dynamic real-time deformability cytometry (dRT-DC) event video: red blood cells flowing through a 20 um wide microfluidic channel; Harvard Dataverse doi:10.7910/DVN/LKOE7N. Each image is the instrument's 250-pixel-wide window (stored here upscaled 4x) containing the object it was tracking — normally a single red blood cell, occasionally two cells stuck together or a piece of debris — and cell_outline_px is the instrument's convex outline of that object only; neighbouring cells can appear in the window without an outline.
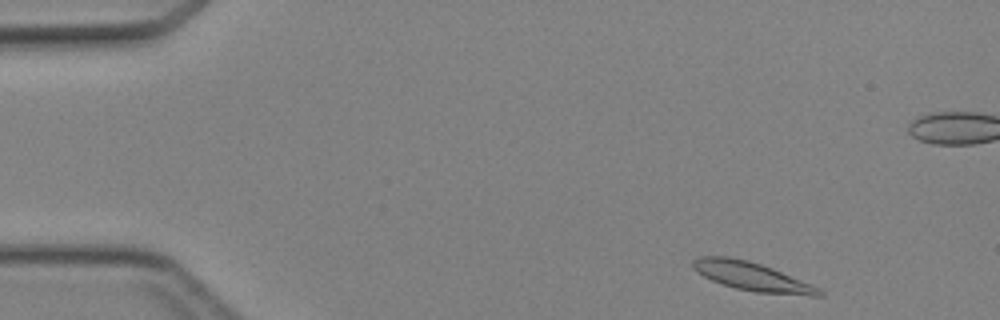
{"species": "Egyptian fruit bat (a non-hibernating species)", "species_latin": "Rousettus aegyptiacus", "temperature_condition": "cold", "stored_images_in_passage": 44, "camera_frame_rate_fps": 3000, "um_per_image_px": 0.085, "animal": {"sex": "female"}, "frame": {"image": 1, "passage_image": 2, "time_ms": 0.333, "image_size_px": [1000, 320], "cell_outline_px": [[824, 296], [808, 296], [756, 292], [736, 288], [712, 280], [696, 272], [692, 268], [692, 260], [700, 256], [728, 256], [748, 260], [772, 268], [812, 284], [820, 288], [824, 292]], "centroid_in_image_um": [63.94, 23.5], "position_along_channel_um": 21.1, "area_um2": 21.1}}
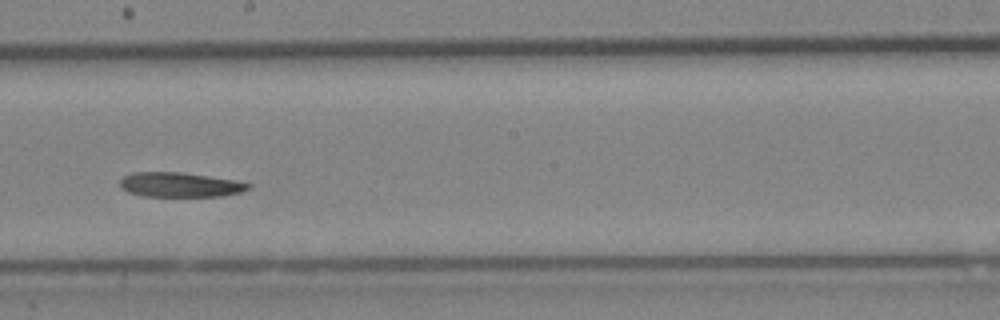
{"frame": {"image": 2, "passage_image": 23, "time_ms": 7.333, "image_size_px": [1000, 320], "cell_outline_px": [[252, 184], [248, 188], [240, 192], [220, 196], [144, 196], [128, 192], [120, 188], [120, 180], [124, 176], [132, 172], [180, 172], [236, 180]], "centroid_in_image_um": [15.26, 15.7], "position_along_channel_um": 232.9, "area_um2": 18.32}}
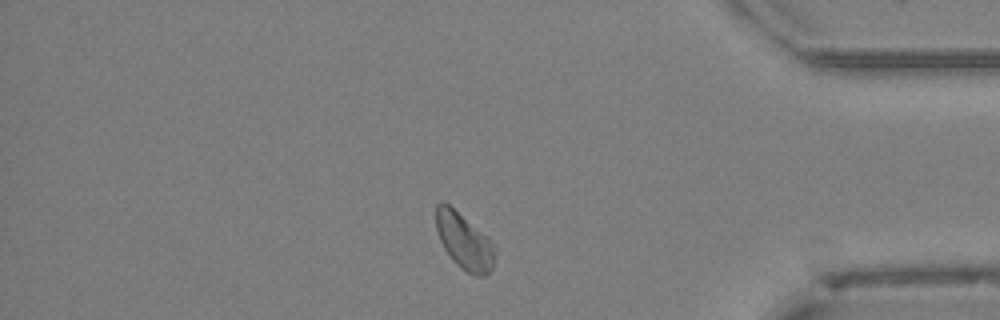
{"frame": {"image": 3, "passage_image": 36, "time_ms": 11.667, "image_size_px": [1000, 320], "cell_outline_px": [[496, 248], [492, 268], [484, 276], [476, 276], [468, 272], [452, 260], [444, 248], [440, 240], [436, 228], [436, 204], [440, 200], [444, 200], [492, 240]], "centroid_in_image_um": [39.45, 20.47], "position_along_channel_um": 395.7, "area_um2": 19.25}}